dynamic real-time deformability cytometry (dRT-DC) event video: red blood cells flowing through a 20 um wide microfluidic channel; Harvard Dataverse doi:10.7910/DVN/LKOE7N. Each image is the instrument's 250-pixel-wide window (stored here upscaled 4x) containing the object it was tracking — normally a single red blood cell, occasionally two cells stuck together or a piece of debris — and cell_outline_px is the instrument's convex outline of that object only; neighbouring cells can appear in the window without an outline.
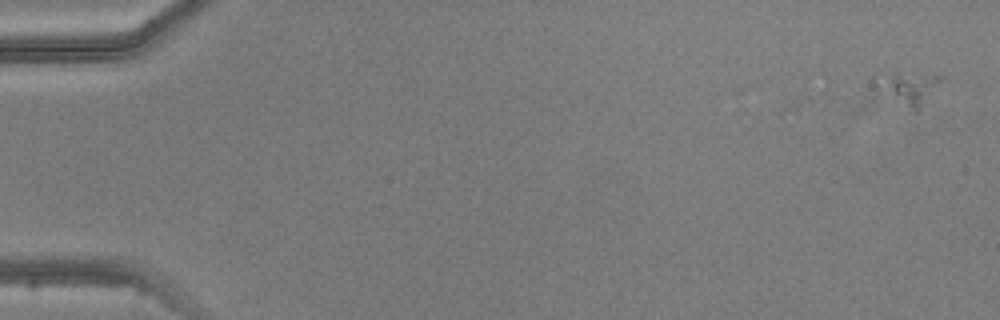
{"species": "common noctule bat (a hibernating species)", "species_latin": "Nyctalus noctula", "temperature_condition": "warm", "stored_images_in_passage": 4, "camera_frame_rate_fps": 3000, "um_per_image_px": 0.085, "animal": {"sex": "male", "body_mass_g": 20.5, "forearm_length_mm": 52.5}, "frame": {"image": 1, "passage_image": 1, "time_ms": 0.0, "image_size_px": [1000, 320], "cell_outline_px": [[944, 76], [920, 108], [916, 112], [876, 92], [872, 84], [872, 76]], "centroid_in_image_um": [77.05, 7.56], "position_along_channel_um": 7.9, "area_um2": 11.62}}